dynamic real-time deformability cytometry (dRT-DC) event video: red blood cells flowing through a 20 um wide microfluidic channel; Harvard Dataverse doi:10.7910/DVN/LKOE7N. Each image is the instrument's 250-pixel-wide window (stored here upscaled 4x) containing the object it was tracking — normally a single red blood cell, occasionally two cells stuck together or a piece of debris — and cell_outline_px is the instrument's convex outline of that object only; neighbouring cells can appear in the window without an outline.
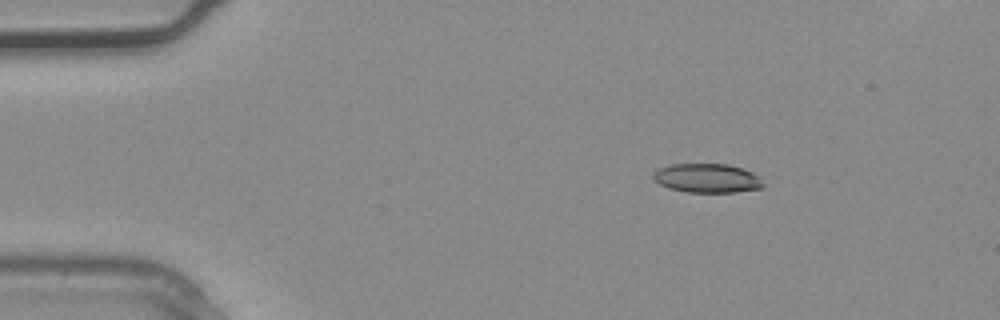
{"species": "common noctule bat (a hibernating species)", "species_latin": "Nyctalus noctula", "temperature_condition": "warm", "stored_images_in_passage": 4, "segment_of_instrument_passage": [2, 2], "camera_frame_rate_fps": 3000, "um_per_image_px": 0.085, "animal": {"sex": "male", "body_mass_g": 20.4}, "frame": {"image": 1, "passage_image": 4, "time_ms": 1.0, "image_size_px": [1000, 320], "cell_outline_px": [[764, 188], [736, 192], [688, 192], [668, 188], [660, 184], [652, 176], [660, 168], [672, 164], [728, 164], [744, 168], [760, 176], [764, 184]], "centroid_in_image_um": [60.18, 15.14], "position_along_channel_um": 24.8, "area_um2": 18.67}}